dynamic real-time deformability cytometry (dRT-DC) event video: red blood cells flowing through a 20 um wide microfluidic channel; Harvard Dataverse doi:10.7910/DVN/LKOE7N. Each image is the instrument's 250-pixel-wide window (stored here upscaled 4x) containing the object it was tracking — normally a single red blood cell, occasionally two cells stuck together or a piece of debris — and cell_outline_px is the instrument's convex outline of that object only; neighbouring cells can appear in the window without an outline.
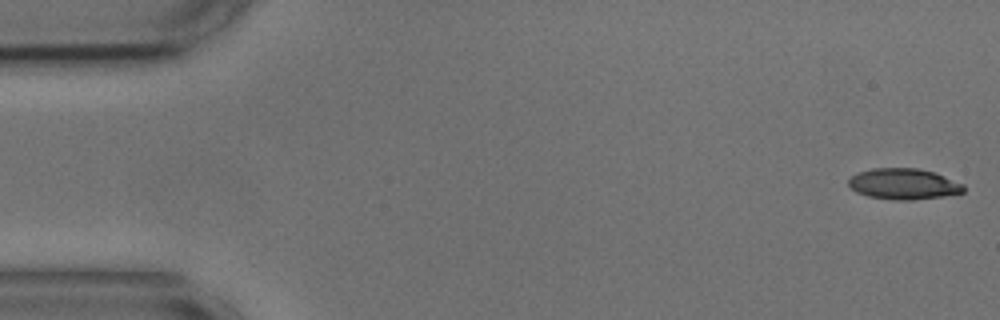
{"species": "common noctule bat (a hibernating species)", "species_latin": "Nyctalus noctula", "temperature_condition": "cold", "stored_images_in_passage": 8, "camera_frame_rate_fps": 3000, "um_per_image_px": 0.085, "animal": {"sex": "male", "body_mass_g": 17.9, "forearm_length_mm": 54.2}, "frame": {"image": 1, "passage_image": 1, "time_ms": 0.0, "image_size_px": [1000, 320], "cell_outline_px": [[964, 192], [944, 196], [908, 200], [896, 200], [868, 196], [856, 192], [848, 184], [848, 180], [856, 172], [872, 168], [916, 168], [936, 172], [964, 184]], "centroid_in_image_um": [76.81, 15.62], "position_along_channel_um": 8.2, "area_um2": 20.81}}